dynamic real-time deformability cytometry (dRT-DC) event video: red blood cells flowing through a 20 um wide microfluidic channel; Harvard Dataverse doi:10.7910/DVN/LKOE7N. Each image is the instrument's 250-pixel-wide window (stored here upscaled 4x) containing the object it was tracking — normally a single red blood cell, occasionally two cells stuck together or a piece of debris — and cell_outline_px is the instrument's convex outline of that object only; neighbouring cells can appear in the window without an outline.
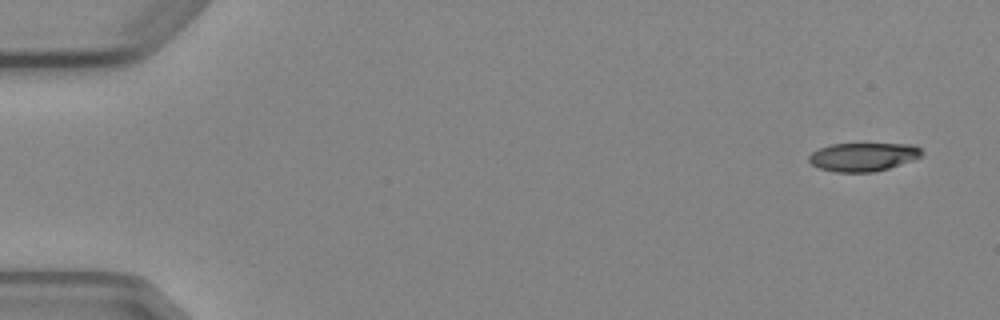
{"species": "Egyptian fruit bat (a non-hibernating species)", "species_latin": "Rousettus aegyptiacus", "temperature_condition": "cold", "stored_images_in_passage": 7, "camera_frame_rate_fps": 3000, "um_per_image_px": 0.085, "animal": {"sex": "female"}, "frame": {"image": 1, "passage_image": 1, "time_ms": 0.0, "image_size_px": [1000, 320], "cell_outline_px": [[924, 152], [920, 156], [912, 160], [876, 172], [836, 172], [820, 168], [812, 164], [808, 160], [808, 156], [812, 152], [820, 148], [832, 144], [916, 144]], "centroid_in_image_um": [73.38, 13.33], "position_along_channel_um": 11.6, "area_um2": 18.67}}
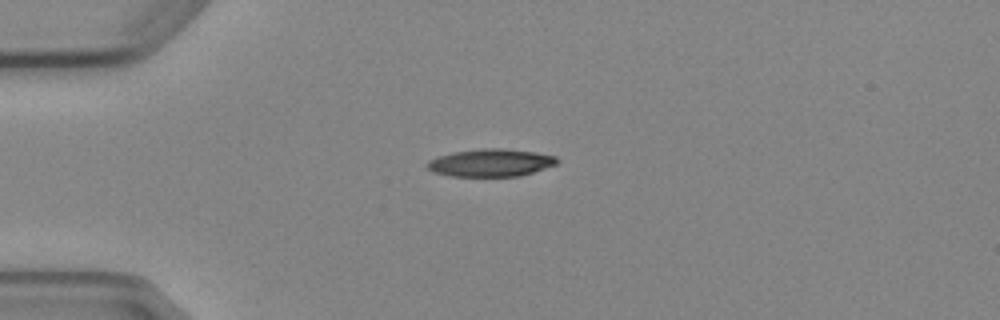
{"frame": {"image": 2, "passage_image": 4, "time_ms": 3.667, "image_size_px": [1000, 320], "cell_outline_px": [[560, 160], [556, 164], [520, 176], [452, 176], [432, 172], [424, 164], [428, 160], [436, 156], [452, 152], [484, 148], [504, 148], [536, 152], [556, 156]], "centroid_in_image_um": [41.68, 13.82], "position_along_channel_um": 43.3, "area_um2": 21.04}}
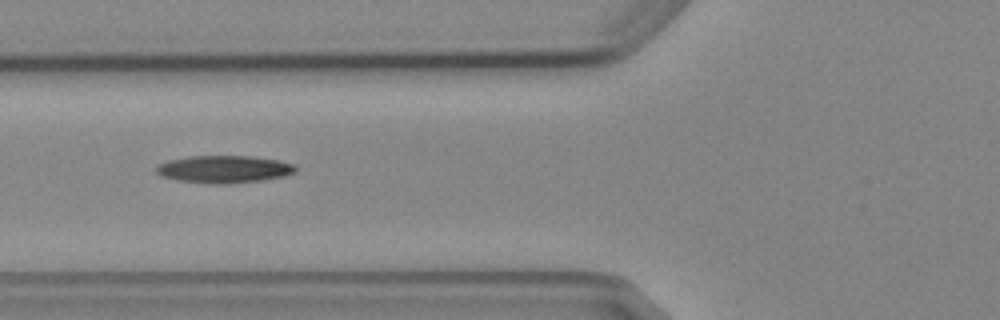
{"frame": {"image": 3, "passage_image": 6, "time_ms": 6.0, "image_size_px": [1000, 320], "cell_outline_px": [[296, 172], [284, 176], [264, 180], [224, 184], [212, 184], [176, 180], [160, 176], [156, 172], [156, 164], [168, 160], [188, 156], [252, 156], [280, 160], [296, 164]], "centroid_in_image_um": [19.04, 14.38], "position_along_channel_um": 106.8, "area_um2": 22.6}}